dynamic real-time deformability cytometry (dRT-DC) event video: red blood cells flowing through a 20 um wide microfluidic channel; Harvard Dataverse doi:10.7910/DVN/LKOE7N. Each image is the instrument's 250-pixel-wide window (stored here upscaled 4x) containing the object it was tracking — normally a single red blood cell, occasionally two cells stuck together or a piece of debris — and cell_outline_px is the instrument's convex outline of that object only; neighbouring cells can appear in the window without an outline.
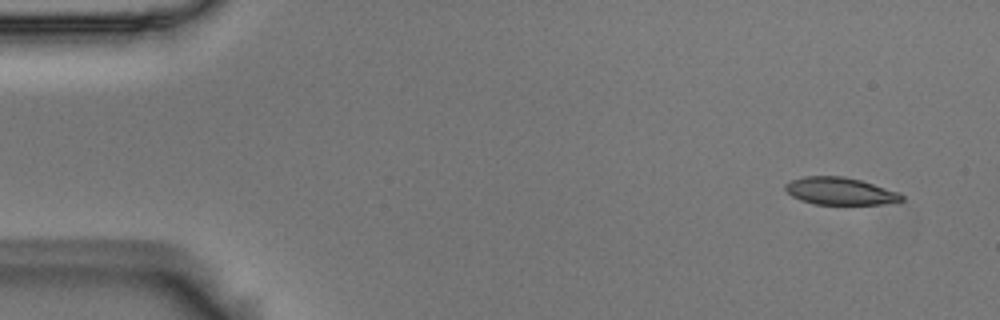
{"species": "Egyptian fruit bat (a non-hibernating species)", "species_latin": "Rousettus aegyptiacus", "temperature_condition": "room temperature", "stored_images_in_passage": 51, "camera_frame_rate_fps": 3000, "um_per_image_px": 0.085, "animal": {"sex": "male"}, "frame": {"image": 1, "passage_image": 1, "time_ms": 0.0, "image_size_px": [1000, 320], "cell_outline_px": [[904, 200], [880, 204], [816, 204], [800, 200], [792, 196], [784, 188], [784, 184], [792, 180], [804, 176], [844, 176], [860, 180], [900, 192], [904, 196]], "centroid_in_image_um": [71.4, 16.24], "position_along_channel_um": 13.6, "area_um2": 18.5}}
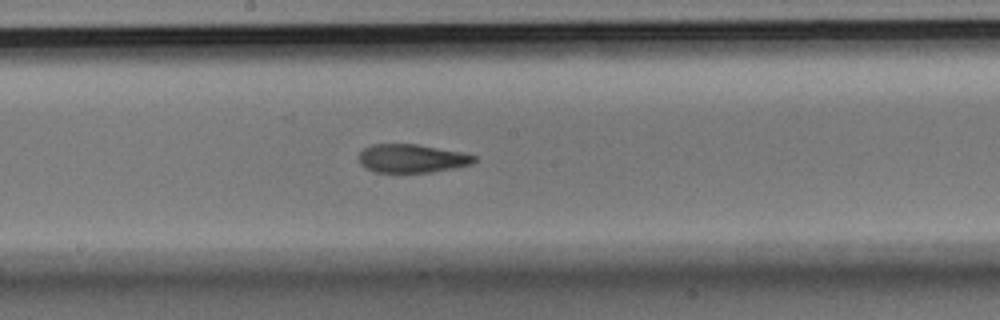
{"frame": {"image": 2, "passage_image": 26, "time_ms": 8.333, "image_size_px": [1000, 320], "cell_outline_px": [[476, 160], [472, 164], [432, 172], [372, 172], [360, 164], [360, 152], [364, 148], [372, 144], [416, 144], [460, 152], [476, 156]], "centroid_in_image_um": [34.98, 13.47], "position_along_channel_um": 213.2, "area_um2": 18.96}}
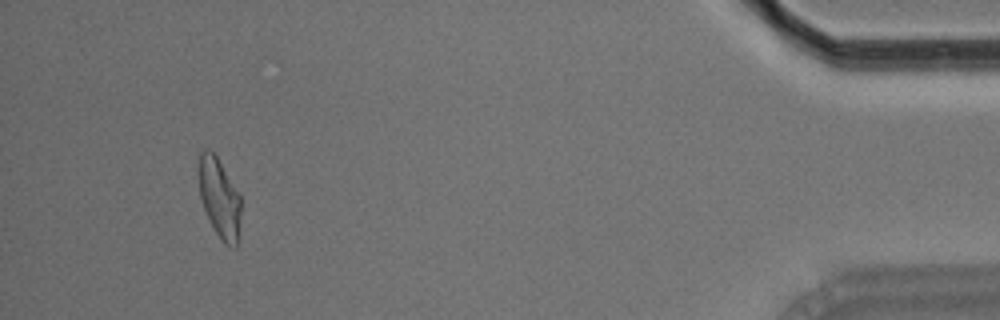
{"frame": {"image": 3, "passage_image": 48, "time_ms": 15.667, "image_size_px": [1000, 320], "cell_outline_px": [[240, 212], [236, 248], [232, 248], [224, 244], [220, 240], [204, 208], [200, 196], [196, 172], [200, 152], [204, 148], [208, 148], [216, 156], [240, 192]], "centroid_in_image_um": [18.62, 16.77], "position_along_channel_um": 416.6, "area_um2": 19.83}, "authors_computed_cell_mechanics": {"area_um2": 20.1144, "velocity_mm_per_s": 3.7176, "shape_relaxation_time_tau1_ms": 8.9727, "shape_relaxation_time_tau2_ms": 1.7941, "deformation_change_tau1": 0.2487, "deformation_change_tau2": 0.0858}}